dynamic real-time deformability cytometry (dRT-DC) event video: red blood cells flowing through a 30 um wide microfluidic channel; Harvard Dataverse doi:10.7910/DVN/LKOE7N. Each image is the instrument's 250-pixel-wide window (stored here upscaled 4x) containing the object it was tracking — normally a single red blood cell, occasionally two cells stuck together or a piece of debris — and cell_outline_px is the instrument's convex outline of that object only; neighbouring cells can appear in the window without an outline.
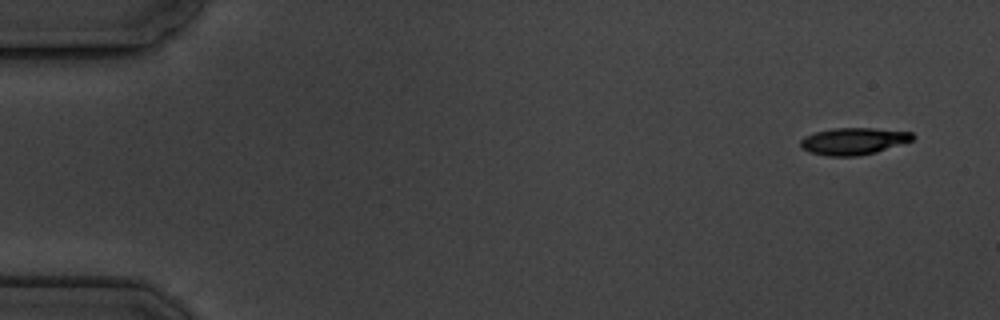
{"species": "common noctule bat (a hibernating species)", "species_latin": "Nyctalus noctula", "temperature_condition": "cold", "stored_images_in_passage": 9, "camera_frame_rate_fps": 3000, "um_per_image_px": 0.085, "animal": {"sex": "male", "body_mass_g": 19.5, "forearm_length_mm": 54.6}, "frame": {"image": 1, "passage_image": 1, "time_ms": 0.0, "image_size_px": [1000, 320], "cell_outline_px": [[916, 136], [912, 140], [876, 152], [860, 156], [828, 156], [808, 152], [800, 148], [800, 140], [804, 136], [816, 132], [832, 128], [872, 128], [912, 132]], "centroid_in_image_um": [72.51, 12.0], "position_along_channel_um": 12.5, "area_um2": 17.69}}
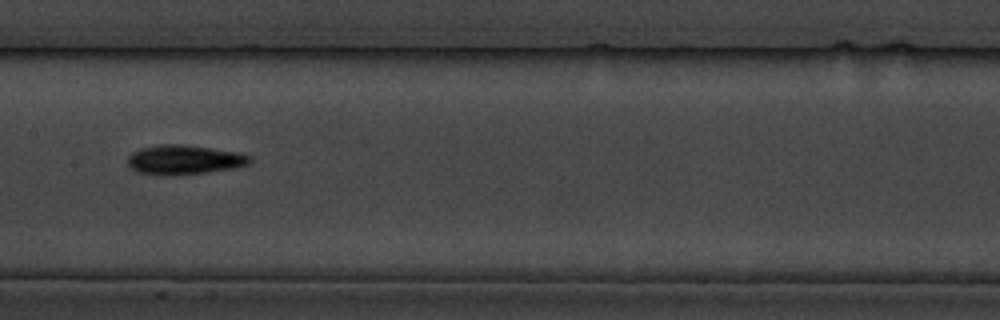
{"frame": {"image": 2, "passage_image": 8, "time_ms": 8.667, "image_size_px": [1000, 320], "cell_outline_px": [[252, 160], [248, 164], [232, 168], [208, 172], [164, 176], [136, 172], [128, 164], [128, 156], [132, 152], [140, 148], [160, 144], [180, 144], [212, 148], [236, 152], [248, 156]], "centroid_in_image_um": [15.6, 13.58], "position_along_channel_um": 191.8, "area_um2": 20.87}}
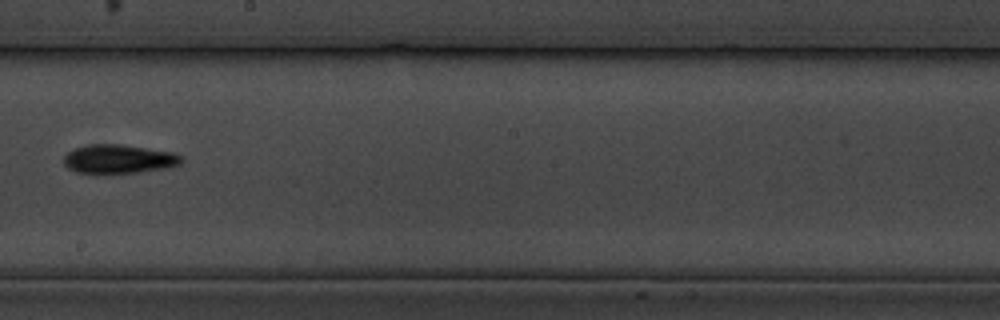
{"frame": {"image": 3, "passage_image": 9, "time_ms": 10.0, "image_size_px": [1000, 320], "cell_outline_px": [[184, 160], [180, 164], [168, 168], [108, 176], [96, 176], [76, 172], [68, 168], [64, 164], [64, 156], [68, 152], [76, 148], [88, 144], [120, 144], [172, 152], [180, 156]], "centroid_in_image_um": [10.05, 13.57], "position_along_channel_um": 238.2, "area_um2": 20.52}}